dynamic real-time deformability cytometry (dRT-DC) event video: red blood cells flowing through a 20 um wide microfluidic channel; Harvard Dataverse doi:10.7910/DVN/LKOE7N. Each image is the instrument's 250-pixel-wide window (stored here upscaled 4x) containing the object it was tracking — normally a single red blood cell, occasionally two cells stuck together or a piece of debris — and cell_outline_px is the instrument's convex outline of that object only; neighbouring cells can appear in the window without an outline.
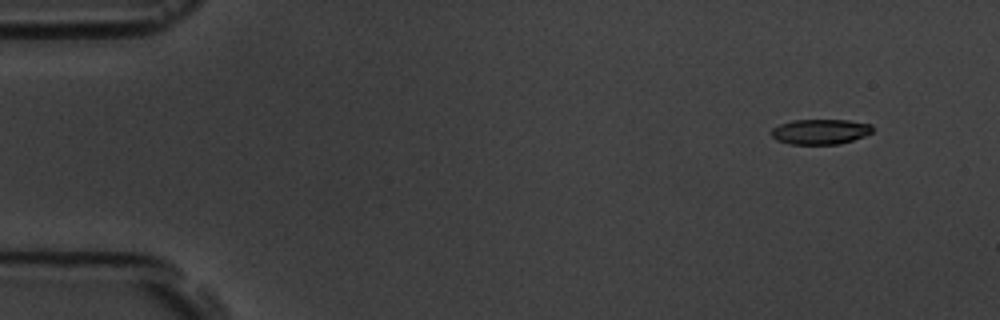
{"species": "common noctule bat (a hibernating species)", "species_latin": "Nyctalus noctula", "temperature_condition": "room temperature", "stored_images_in_passage": 6, "camera_frame_rate_fps": 3000, "um_per_image_px": 0.085, "animal": {"sex": "male", "body_mass_g": 19.5, "forearm_length_mm": 54.6}, "frame": {"image": 1, "passage_image": 2, "time_ms": 1.0, "image_size_px": [1000, 320], "cell_outline_px": [[872, 132], [864, 136], [840, 144], [788, 144], [776, 140], [772, 136], [772, 128], [780, 124], [792, 120], [848, 120], [872, 124]], "centroid_in_image_um": [69.72, 11.19], "position_along_channel_um": 15.3, "area_um2": 14.85}}
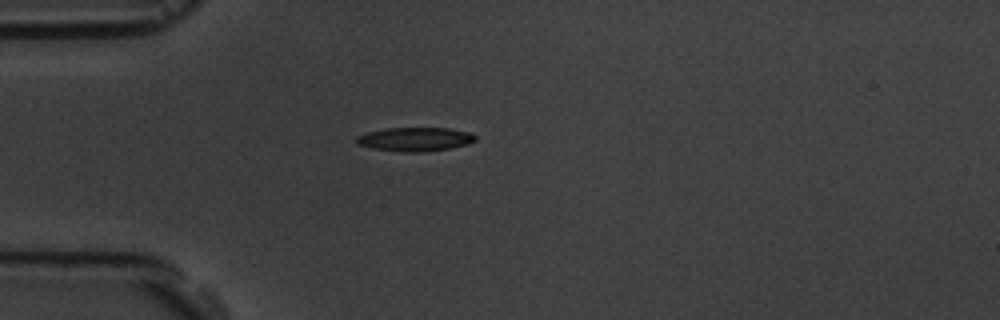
{"frame": {"image": 2, "passage_image": 5, "time_ms": 4.667, "image_size_px": [1000, 320], "cell_outline_px": [[476, 140], [468, 144], [448, 148], [420, 152], [404, 152], [372, 148], [356, 144], [356, 136], [368, 132], [388, 128], [448, 128], [468, 132], [476, 136]], "centroid_in_image_um": [35.26, 11.83], "position_along_channel_um": 49.7, "area_um2": 16.36}}